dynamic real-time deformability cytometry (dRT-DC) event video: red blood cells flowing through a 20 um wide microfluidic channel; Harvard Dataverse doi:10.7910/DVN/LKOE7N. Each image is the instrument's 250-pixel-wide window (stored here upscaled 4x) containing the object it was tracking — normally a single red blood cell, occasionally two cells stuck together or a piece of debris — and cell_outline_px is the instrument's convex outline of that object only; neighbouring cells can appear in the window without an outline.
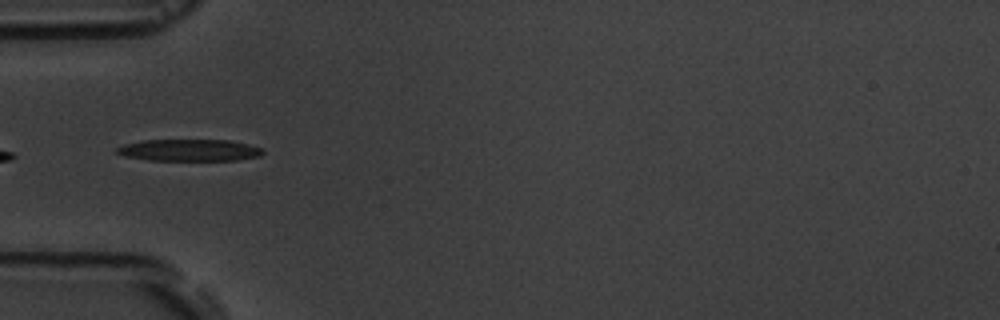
{"species": "common noctule bat (a hibernating species)", "species_latin": "Nyctalus noctula", "temperature_condition": "room temperature", "stored_images_in_passage": 8, "camera_frame_rate_fps": 3000, "um_per_image_px": 0.085, "animal": {"sex": "male", "body_mass_g": 19.5, "forearm_length_mm": 54.6}, "frame": {"image": 1, "passage_image": 6, "time_ms": 5.667, "image_size_px": [1000, 320], "cell_outline_px": [[264, 152], [260, 156], [236, 160], [148, 160], [124, 156], [116, 152], [116, 148], [124, 144], [144, 140], [228, 140], [248, 144], [260, 148]], "centroid_in_image_um": [16.07, 12.76], "position_along_channel_um": 68.9, "area_um2": 18.44}}
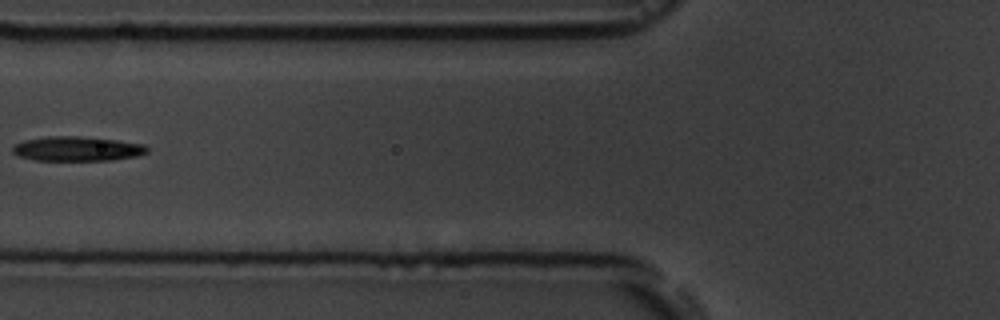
{"frame": {"image": 2, "passage_image": 7, "time_ms": 7.0, "image_size_px": [1000, 320], "cell_outline_px": [[148, 152], [136, 156], [112, 160], [32, 160], [16, 156], [12, 152], [12, 148], [16, 144], [24, 140], [48, 136], [76, 136], [116, 140], [144, 144], [148, 148]], "centroid_in_image_um": [6.53, 12.65], "position_along_channel_um": 119.3, "area_um2": 19.25}}
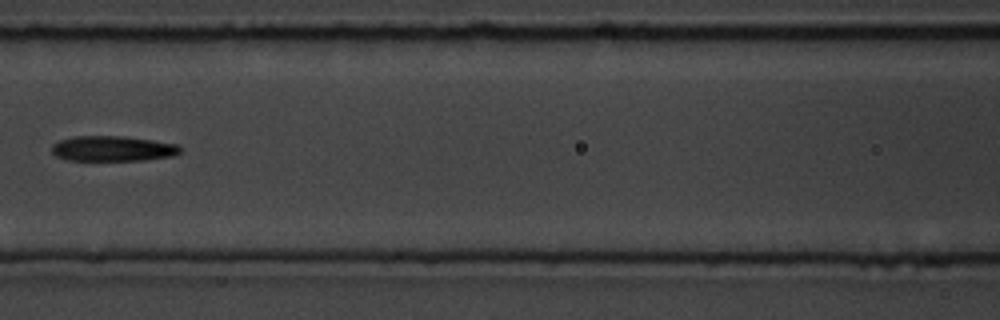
{"frame": {"image": 3, "passage_image": 8, "time_ms": 8.0, "image_size_px": [1000, 320], "cell_outline_px": [[180, 152], [172, 156], [144, 160], [68, 160], [56, 156], [52, 152], [52, 144], [60, 140], [76, 136], [120, 136], [152, 140], [176, 144], [180, 148]], "centroid_in_image_um": [9.55, 12.63], "position_along_channel_um": 157.0, "area_um2": 18.73}}